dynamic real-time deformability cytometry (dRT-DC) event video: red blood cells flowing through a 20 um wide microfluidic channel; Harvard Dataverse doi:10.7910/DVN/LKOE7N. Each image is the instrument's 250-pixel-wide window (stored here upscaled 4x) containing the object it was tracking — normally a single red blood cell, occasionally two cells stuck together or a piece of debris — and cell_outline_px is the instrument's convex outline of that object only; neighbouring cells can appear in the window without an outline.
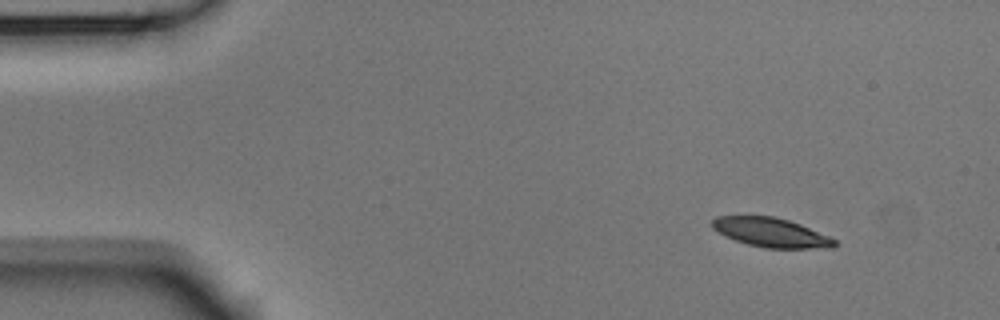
{"species": "Egyptian fruit bat (a non-hibernating species)", "species_latin": "Rousettus aegyptiacus", "temperature_condition": "room temperature", "stored_images_in_passage": 4, "camera_frame_rate_fps": 3000, "um_per_image_px": 0.085, "animal": {"sex": "male"}, "frame": {"image": 1, "passage_image": 1, "time_ms": 0.0, "image_size_px": [1000, 320], "cell_outline_px": [[836, 244], [832, 248], [764, 248], [748, 244], [724, 236], [716, 232], [712, 228], [712, 220], [716, 216], [772, 216], [788, 220], [800, 224], [828, 236], [836, 240]], "centroid_in_image_um": [65.5, 19.76], "position_along_channel_um": 19.5, "area_um2": 20.75}}
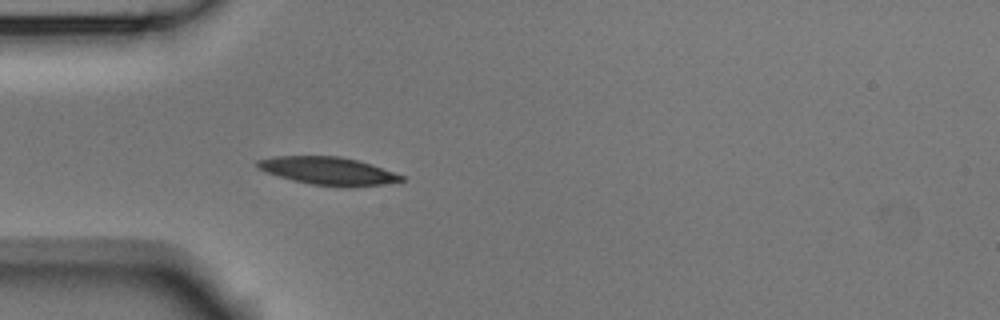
{"frame": {"image": 2, "passage_image": 4, "time_ms": 1.0, "image_size_px": [1000, 320], "cell_outline_px": [[404, 180], [400, 184], [356, 188], [348, 188], [312, 184], [292, 180], [256, 168], [256, 160], [272, 156], [340, 156], [356, 160], [404, 176]], "centroid_in_image_um": [27.96, 14.56], "position_along_channel_um": 57.0, "area_um2": 23.76}}